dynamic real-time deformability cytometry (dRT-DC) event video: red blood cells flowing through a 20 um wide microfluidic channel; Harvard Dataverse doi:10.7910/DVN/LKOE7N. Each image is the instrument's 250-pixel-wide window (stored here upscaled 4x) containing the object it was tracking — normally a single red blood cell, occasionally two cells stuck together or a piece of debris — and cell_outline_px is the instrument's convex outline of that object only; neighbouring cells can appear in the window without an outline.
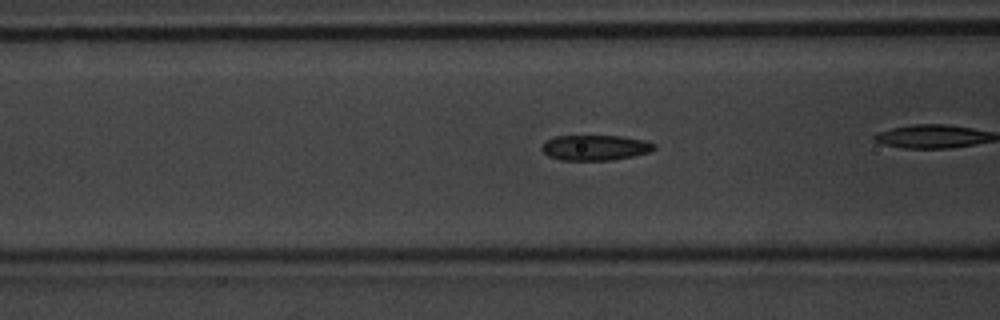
{"species": "common noctule bat (a hibernating species)", "species_latin": "Nyctalus noctula", "temperature_condition": "warm", "stored_images_in_passage": 30, "camera_frame_rate_fps": 3000, "um_per_image_px": 0.085, "animal": {"sex": "male", "body_mass_g": 20.1, "forearm_length_mm": 53.5}, "frame": {"image": 1, "passage_image": 9, "time_ms": 2.667, "image_size_px": [1000, 320], "cell_outline_px": [[656, 148], [648, 152], [632, 156], [612, 160], [560, 160], [548, 156], [540, 148], [548, 140], [556, 136], [620, 136], [644, 140], [656, 144]], "centroid_in_image_um": [50.59, 12.55], "position_along_channel_um": 116.0, "area_um2": 16.47}}